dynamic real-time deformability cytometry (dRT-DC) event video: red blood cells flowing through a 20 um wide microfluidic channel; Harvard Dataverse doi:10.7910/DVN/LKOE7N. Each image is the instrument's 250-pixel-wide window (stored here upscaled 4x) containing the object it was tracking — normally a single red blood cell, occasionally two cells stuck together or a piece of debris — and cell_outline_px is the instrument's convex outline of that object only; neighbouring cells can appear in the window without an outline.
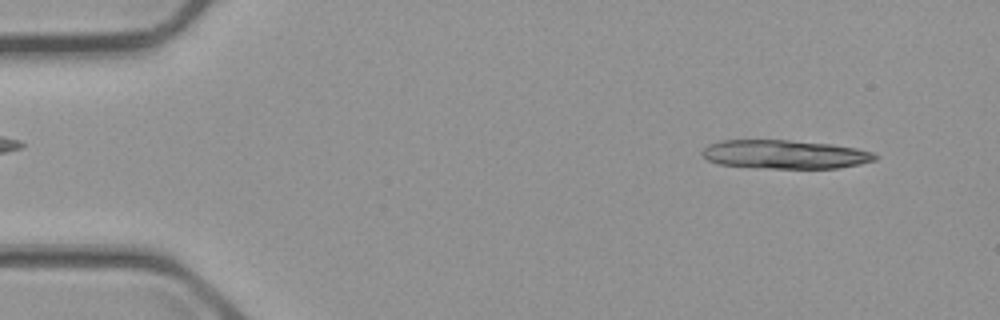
{"species": "common noctule bat (a hibernating species)", "species_latin": "Nyctalus noctula", "temperature_condition": "cold", "stored_images_in_passage": 13, "camera_frame_rate_fps": 3000, "um_per_image_px": 0.085, "animal": {"sex": "male", "body_mass_g": 23.1, "forearm_length_mm": 52.7}, "frame": {"image": 1, "passage_image": 4, "time_ms": 1.0, "image_size_px": [1000, 320], "cell_outline_px": [[880, 156], [876, 160], [860, 164], [836, 168], [768, 168], [720, 164], [708, 160], [700, 152], [708, 144], [720, 140], [788, 140], [832, 144], [856, 148], [872, 152]], "centroid_in_image_um": [66.73, 13.11], "position_along_channel_um": 18.3, "area_um2": 28.9}}